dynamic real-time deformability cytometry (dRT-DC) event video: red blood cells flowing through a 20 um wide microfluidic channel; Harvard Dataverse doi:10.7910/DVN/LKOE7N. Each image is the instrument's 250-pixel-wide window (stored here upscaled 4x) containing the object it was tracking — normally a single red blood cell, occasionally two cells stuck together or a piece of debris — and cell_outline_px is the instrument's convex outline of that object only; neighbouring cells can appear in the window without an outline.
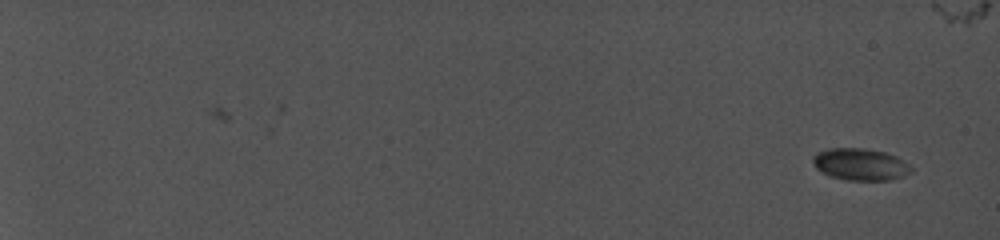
{"species": "common noctule bat (a hibernating species)", "species_latin": "Nyctalus noctula", "temperature_condition": "cold", "stored_images_in_passage": 10, "camera_frame_rate_fps": 5000, "um_per_image_px": 0.085, "animal": {"sex": "female", "body_mass_g": 19.0, "forearm_length_mm": 56.7}, "frame": {"image": 1, "passage_image": 1, "time_ms": 0.0, "image_size_px": [1000, 240], "cell_outline_px": [[912, 172], [888, 180], [848, 180], [832, 176], [816, 168], [812, 160], [812, 156], [816, 152], [828, 148], [864, 148], [884, 152], [896, 156], [912, 168]], "centroid_in_image_um": [73.09, 13.95], "position_along_channel_um": 11.9, "area_um2": 18.03}}
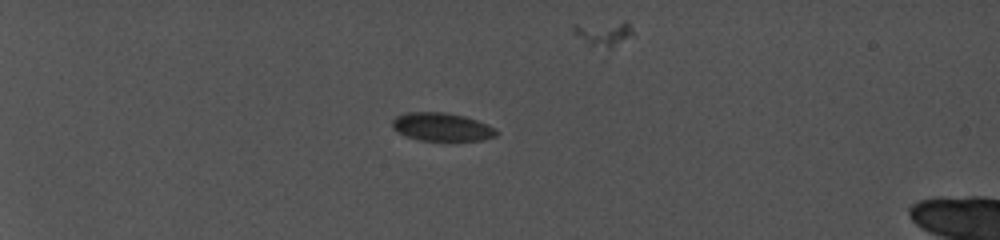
{"frame": {"image": 2, "passage_image": 6, "time_ms": 6.0, "image_size_px": [1000, 240], "cell_outline_px": [[500, 132], [496, 136], [480, 140], [420, 140], [396, 132], [392, 128], [392, 120], [396, 116], [404, 112], [444, 112], [464, 116], [488, 124], [496, 128]], "centroid_in_image_um": [37.55, 10.78], "position_along_channel_um": 47.5, "area_um2": 17.17}}
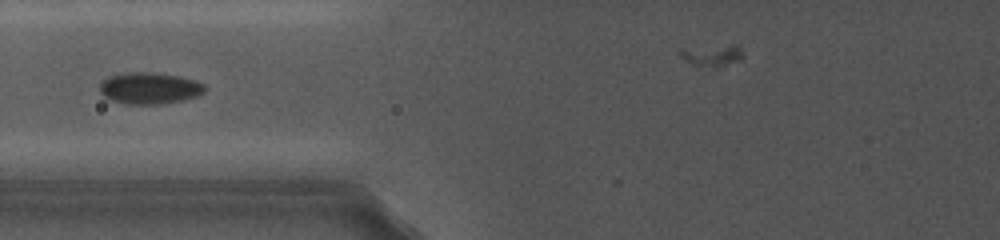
{"frame": {"image": 3, "passage_image": 9, "time_ms": 9.8, "image_size_px": [1000, 240], "cell_outline_px": [[208, 88], [200, 96], [184, 100], [160, 104], [124, 104], [108, 100], [100, 92], [100, 84], [108, 76], [132, 72], [148, 72], [176, 76], [196, 80], [204, 84]], "centroid_in_image_um": [12.73, 7.51], "position_along_channel_um": 113.1, "area_um2": 19.48}}